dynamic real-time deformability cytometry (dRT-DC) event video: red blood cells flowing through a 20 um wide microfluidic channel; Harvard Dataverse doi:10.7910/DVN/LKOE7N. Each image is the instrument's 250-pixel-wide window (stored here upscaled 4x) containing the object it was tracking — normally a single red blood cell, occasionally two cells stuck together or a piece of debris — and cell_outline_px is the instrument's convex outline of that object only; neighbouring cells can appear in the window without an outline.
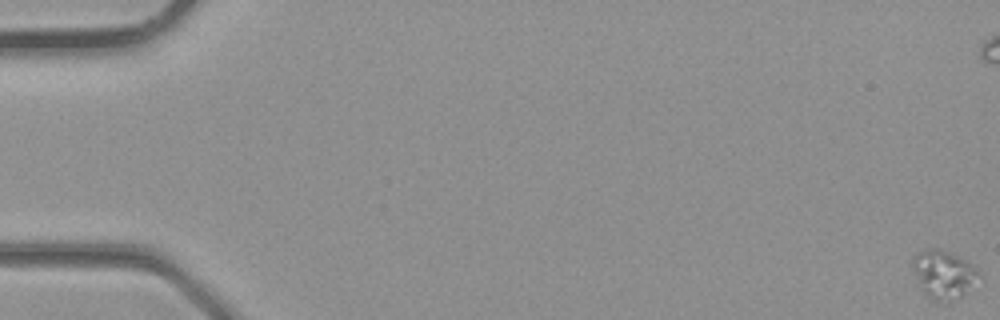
{"species": "common noctule bat (a hibernating species)", "species_latin": "Nyctalus noctula", "temperature_condition": "room temperature", "stored_images_in_passage": 6, "camera_frame_rate_fps": 3000, "um_per_image_px": 0.085, "animal": {"sex": "male", "body_mass_g": 23.1, "forearm_length_mm": 52.7}, "frame": {"image": 1, "passage_image": 1, "time_ms": 0.0, "image_size_px": [1000, 320], "cell_outline_px": [[976, 272], [964, 292], [960, 296], [940, 304], [928, 296], [920, 288], [912, 264], [912, 260], [924, 248], [940, 248], [968, 260], [976, 268]], "centroid_in_image_um": [80.11, 23.28], "position_along_channel_um": 4.9, "area_um2": 17.8}}
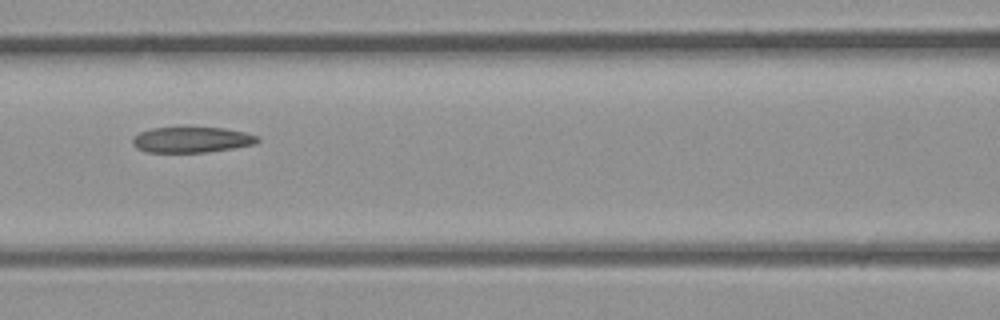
{"frame": {"image": 2, "passage_image": 6, "time_ms": 1.667, "image_size_px": [1000, 320], "cell_outline_px": [[260, 140], [256, 144], [208, 152], [144, 152], [136, 148], [132, 144], [132, 136], [140, 132], [152, 128], [224, 128], [244, 132], [260, 136]], "centroid_in_image_um": [16.28, 11.88], "position_along_channel_um": 150.3, "area_um2": 18.73}}